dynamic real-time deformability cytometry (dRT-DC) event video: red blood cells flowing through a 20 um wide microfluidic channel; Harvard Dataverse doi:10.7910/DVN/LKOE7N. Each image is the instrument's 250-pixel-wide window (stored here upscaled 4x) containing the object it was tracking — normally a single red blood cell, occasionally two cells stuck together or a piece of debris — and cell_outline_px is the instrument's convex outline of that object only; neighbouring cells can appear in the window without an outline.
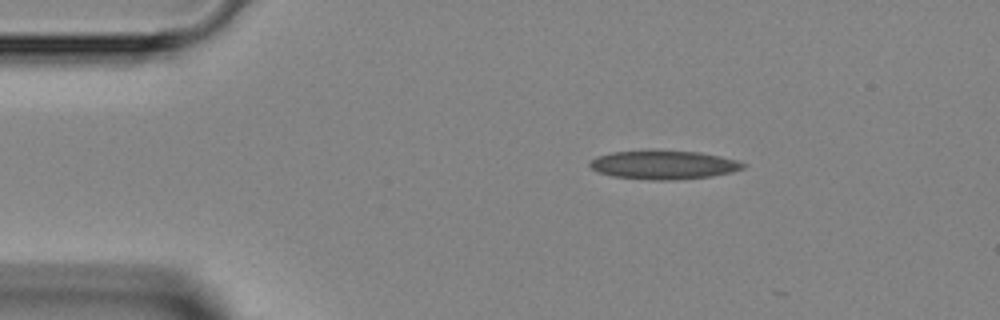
{"species": "Egyptian fruit bat (a non-hibernating species)", "species_latin": "Rousettus aegyptiacus", "temperature_condition": "room temperature", "stored_images_in_passage": 4, "camera_frame_rate_fps": 3000, "um_per_image_px": 0.085, "animal": {"sex": "female"}, "frame": {"image": 1, "passage_image": 1, "time_ms": 0.0, "image_size_px": [1000, 320], "cell_outline_px": [[748, 164], [744, 168], [732, 172], [712, 176], [676, 180], [652, 180], [612, 176], [596, 172], [588, 164], [596, 156], [612, 152], [700, 152], [720, 156], [736, 160]], "centroid_in_image_um": [56.43, 14.04], "position_along_channel_um": 28.6, "area_um2": 25.2}}